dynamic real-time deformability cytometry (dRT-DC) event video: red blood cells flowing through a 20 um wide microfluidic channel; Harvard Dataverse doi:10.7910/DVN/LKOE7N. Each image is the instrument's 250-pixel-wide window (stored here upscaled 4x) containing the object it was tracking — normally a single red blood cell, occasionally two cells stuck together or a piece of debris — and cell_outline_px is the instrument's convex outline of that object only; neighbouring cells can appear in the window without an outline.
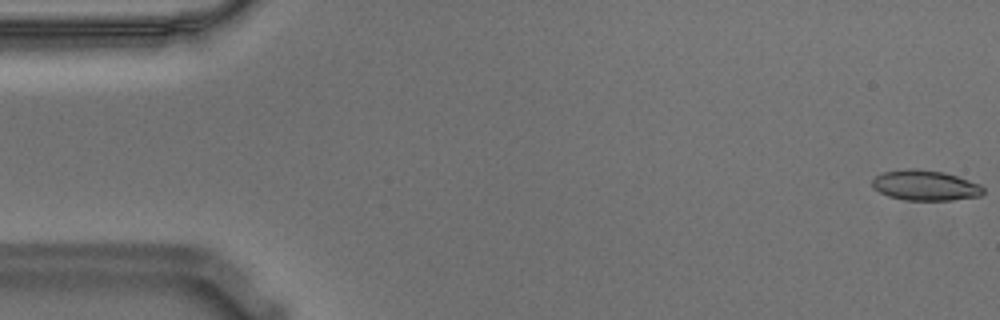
{"species": "Egyptian fruit bat (a non-hibernating species)", "species_latin": "Rousettus aegyptiacus", "temperature_condition": "warm", "stored_images_in_passage": 10, "camera_frame_rate_fps": 3000, "um_per_image_px": 0.085, "animal": {"sex": "male"}, "frame": {"image": 1, "passage_image": 1, "time_ms": 0.0, "image_size_px": [1000, 320], "cell_outline_px": [[984, 192], [980, 196], [952, 200], [904, 200], [888, 196], [872, 188], [872, 180], [876, 176], [884, 172], [908, 168], [916, 168], [944, 172], [980, 184], [984, 188]], "centroid_in_image_um": [78.63, 15.76], "position_along_channel_um": 6.4, "area_um2": 19.65}}